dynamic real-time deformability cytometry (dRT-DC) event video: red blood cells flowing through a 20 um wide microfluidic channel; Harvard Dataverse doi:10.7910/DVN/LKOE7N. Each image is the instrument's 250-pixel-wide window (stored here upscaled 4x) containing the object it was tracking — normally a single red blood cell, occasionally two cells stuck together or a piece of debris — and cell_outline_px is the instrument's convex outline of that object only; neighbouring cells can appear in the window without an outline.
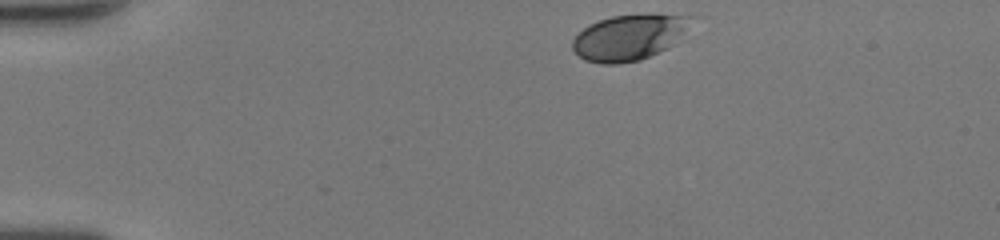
{"species": "human", "species_latin": "Homo sapiens", "temperature_condition": "room temperature", "stored_images_in_passage": 35, "camera_frame_rate_fps": 3000, "um_per_image_px": 0.085, "donor": {"sex": "female"}, "frame": {"image": 1, "passage_image": 1, "time_ms": 0.0, "image_size_px": [1000, 240], "cell_outline_px": [[700, 16], [676, 44], [660, 52], [640, 60], [616, 64], [600, 64], [584, 60], [572, 48], [572, 40], [588, 24], [612, 16], [648, 12]], "centroid_in_image_um": [53.6, 3.13], "position_along_channel_um": 31.4, "area_um2": 32.77}}
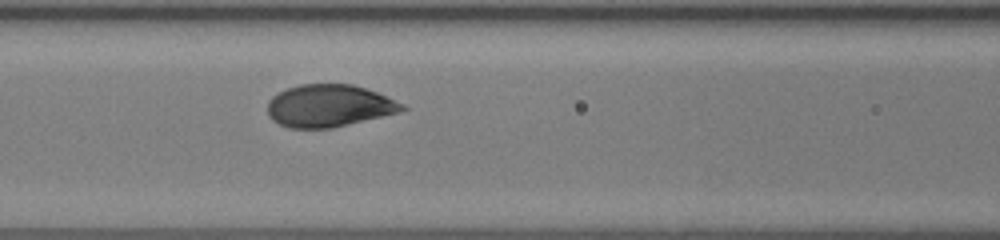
{"frame": {"image": 2, "passage_image": 14, "time_ms": 4.333, "image_size_px": [1000, 240], "cell_outline_px": [[408, 108], [400, 112], [332, 128], [288, 128], [272, 120], [268, 116], [268, 100], [272, 96], [288, 88], [300, 84], [352, 84], [376, 92], [404, 104]], "centroid_in_image_um": [27.95, 9.0], "position_along_channel_um": 138.6, "area_um2": 33.12}}
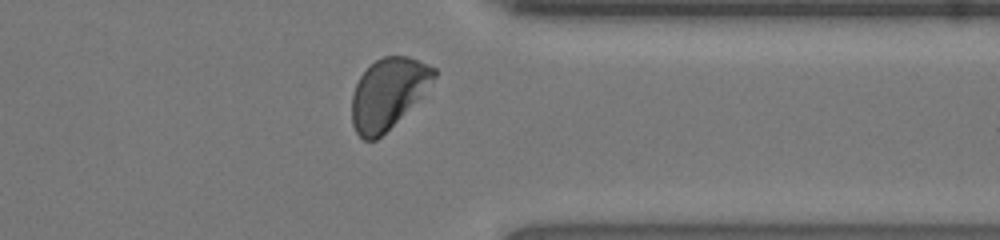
{"frame": {"image": 3, "passage_image": 31, "time_ms": 10.0, "image_size_px": [1000, 240], "cell_outline_px": [[436, 76], [416, 100], [376, 140], [364, 140], [356, 132], [352, 124], [352, 92], [360, 76], [376, 60], [384, 56], [408, 56], [428, 64], [436, 68]], "centroid_in_image_um": [32.95, 7.91], "position_along_channel_um": 378.5, "area_um2": 32.83}, "authors_computed_cell_mechanics": {"area_um2": 33.6974, "velocity_mm_per_s": 4.275, "shape_relaxation_time_tau1_ms": 1.7331, "shape_relaxation_time_tau2_ms": null, "deformation_change_tau1": 0.134, "deformation_change_tau2": null}}